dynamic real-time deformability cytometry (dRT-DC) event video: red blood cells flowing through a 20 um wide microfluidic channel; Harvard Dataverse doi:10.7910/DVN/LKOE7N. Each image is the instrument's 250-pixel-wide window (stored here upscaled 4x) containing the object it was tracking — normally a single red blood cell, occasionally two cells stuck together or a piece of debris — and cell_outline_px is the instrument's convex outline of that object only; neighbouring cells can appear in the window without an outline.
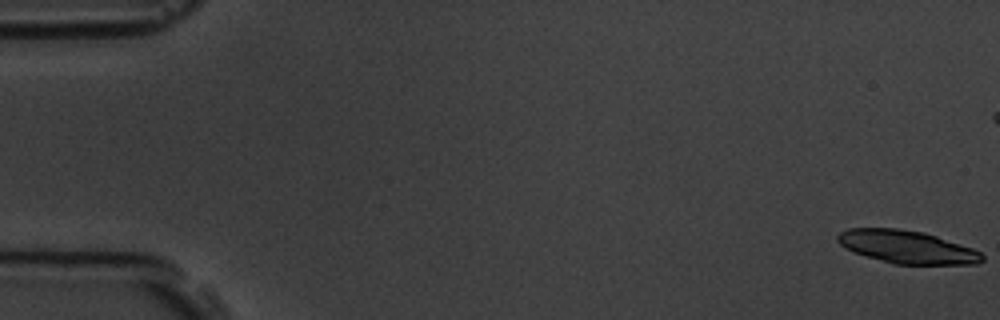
{"species": "common noctule bat (a hibernating species)", "species_latin": "Nyctalus noctula", "temperature_condition": "room temperature", "stored_images_in_passage": 6, "camera_frame_rate_fps": 3000, "um_per_image_px": 0.085, "animal": {"sex": "male", "body_mass_g": 19.5, "forearm_length_mm": 54.6}, "frame": {"image": 1, "passage_image": 1, "time_ms": 0.0, "image_size_px": [1000, 320], "cell_outline_px": [[984, 260], [976, 264], [896, 264], [868, 256], [844, 248], [836, 240], [836, 236], [840, 232], [848, 228], [896, 228], [924, 232], [972, 248], [980, 252], [984, 256]], "centroid_in_image_um": [77.09, 20.98], "position_along_channel_um": 7.9, "area_um2": 27.46}}